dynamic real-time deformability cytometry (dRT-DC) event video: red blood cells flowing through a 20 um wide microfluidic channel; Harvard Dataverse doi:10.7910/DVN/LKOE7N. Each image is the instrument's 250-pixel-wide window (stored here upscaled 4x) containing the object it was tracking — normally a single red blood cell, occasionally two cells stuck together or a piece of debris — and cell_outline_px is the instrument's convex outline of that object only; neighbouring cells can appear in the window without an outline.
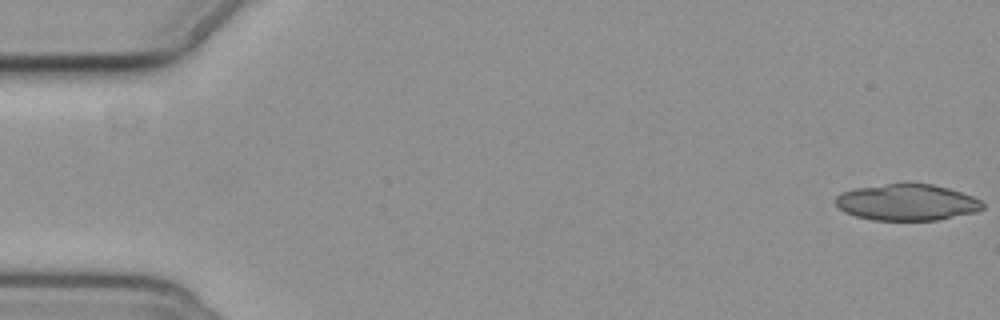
{"species": "common noctule bat (a hibernating species)", "species_latin": "Nyctalus noctula", "temperature_condition": "cold", "stored_images_in_passage": 7, "camera_frame_rate_fps": 3000, "um_per_image_px": 0.085, "animal": {"sex": "female", "body_mass_g": 19.3, "forearm_length_mm": 54.1}, "frame": {"image": 1, "passage_image": 1, "time_ms": 0.0, "image_size_px": [1000, 320], "cell_outline_px": [[984, 208], [976, 212], [936, 220], [872, 220], [856, 216], [844, 212], [832, 200], [840, 192], [856, 188], [888, 184], [932, 184], [948, 188], [972, 196], [980, 200], [984, 204]], "centroid_in_image_um": [77.06, 17.21], "position_along_channel_um": 7.9, "area_um2": 31.04}}